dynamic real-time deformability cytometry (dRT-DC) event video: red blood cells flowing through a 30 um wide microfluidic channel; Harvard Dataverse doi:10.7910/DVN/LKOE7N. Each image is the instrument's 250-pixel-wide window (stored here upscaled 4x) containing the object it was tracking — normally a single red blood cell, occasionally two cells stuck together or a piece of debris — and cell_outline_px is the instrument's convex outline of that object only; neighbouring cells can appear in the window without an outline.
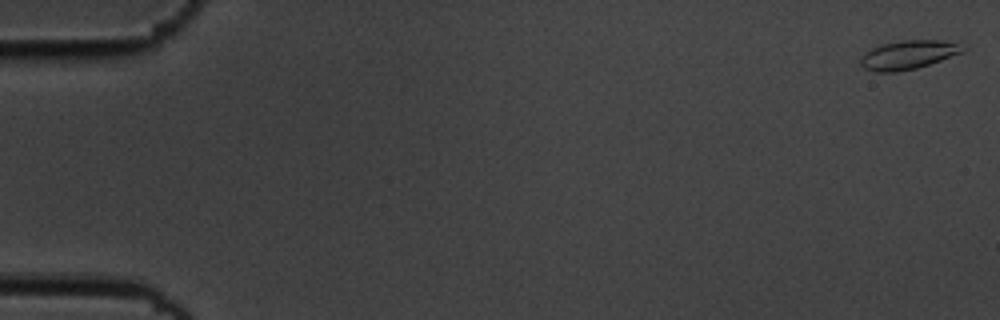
{"species": "common noctule bat (a hibernating species)", "species_latin": "Nyctalus noctula", "temperature_condition": "cold", "stored_images_in_passage": 7, "camera_frame_rate_fps": 3000, "um_per_image_px": 0.085, "animal": {"sex": "male", "body_mass_g": 19.5, "forearm_length_mm": 54.6}, "frame": {"image": 1, "passage_image": 1, "time_ms": 0.0, "image_size_px": [1000, 320], "cell_outline_px": [[968, 48], [964, 52], [916, 68], [896, 72], [872, 72], [864, 68], [860, 64], [860, 56], [864, 52], [872, 48], [884, 44], [904, 40], [940, 40], [968, 44]], "centroid_in_image_um": [77.24, 4.65], "position_along_channel_um": 7.8, "area_um2": 17.4}}
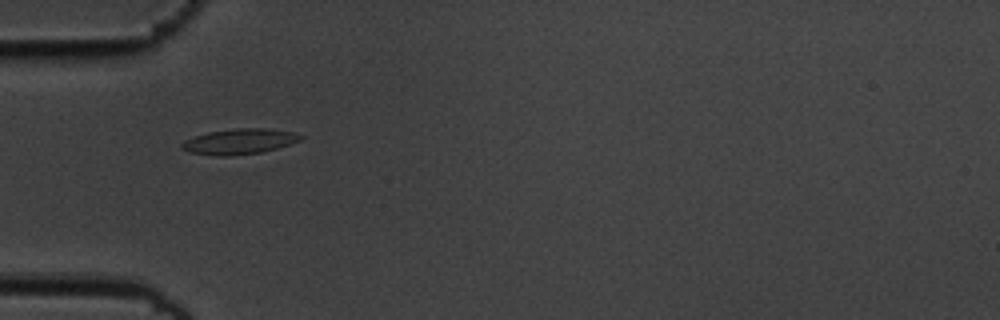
{"frame": {"image": 2, "passage_image": 6, "time_ms": 1.667, "image_size_px": [1000, 320], "cell_outline_px": [[304, 136], [300, 140], [276, 148], [260, 152], [232, 156], [216, 156], [188, 152], [180, 148], [180, 144], [184, 140], [208, 132], [236, 128], [268, 128], [292, 132]], "centroid_in_image_um": [20.3, 12.03], "position_along_channel_um": 64.7, "area_um2": 17.57}}
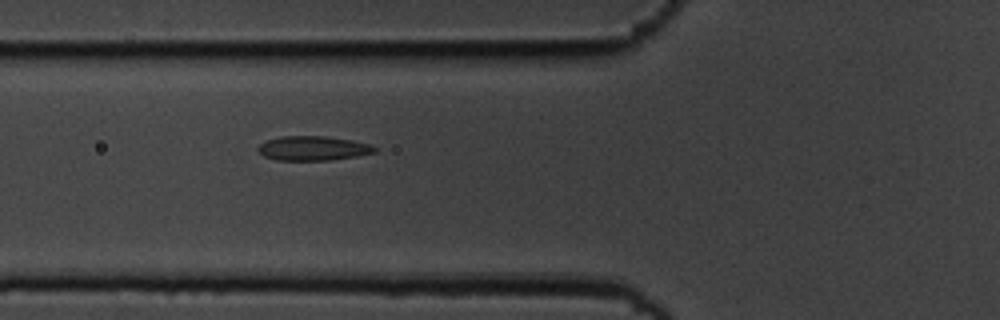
{"frame": {"image": 3, "passage_image": 7, "time_ms": 2.0, "image_size_px": [1000, 320], "cell_outline_px": [[376, 152], [356, 156], [328, 160], [276, 160], [264, 156], [256, 148], [260, 144], [268, 140], [280, 136], [324, 136], [352, 140], [368, 144], [376, 148]], "centroid_in_image_um": [26.58, 12.6], "position_along_channel_um": 99.2, "area_um2": 16.42}}